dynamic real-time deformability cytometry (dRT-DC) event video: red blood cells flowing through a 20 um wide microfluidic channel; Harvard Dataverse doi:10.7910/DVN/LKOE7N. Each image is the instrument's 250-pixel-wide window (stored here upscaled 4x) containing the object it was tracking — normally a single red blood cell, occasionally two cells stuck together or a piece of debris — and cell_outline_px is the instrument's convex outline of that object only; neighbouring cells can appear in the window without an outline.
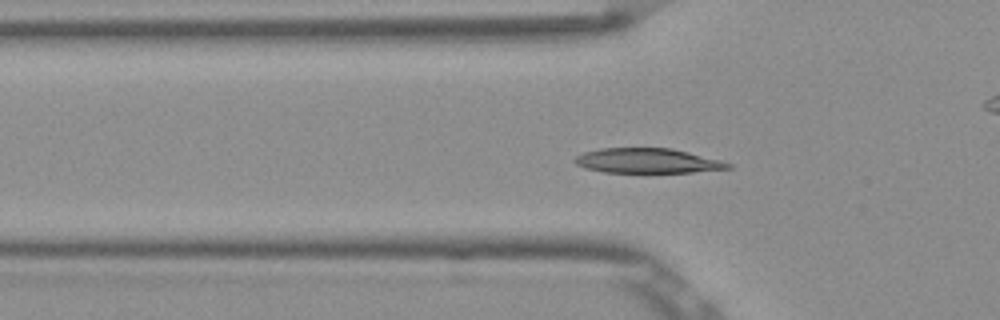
{"species": "Egyptian fruit bat (a non-hibernating species)", "species_latin": "Rousettus aegyptiacus", "temperature_condition": "room temperature", "stored_images_in_passage": 44, "camera_frame_rate_fps": 3000, "um_per_image_px": 0.085, "frame": {"image": 1, "passage_image": 8, "time_ms": 2.333, "image_size_px": [1000, 320], "cell_outline_px": [[732, 168], [692, 172], [604, 172], [584, 168], [576, 164], [572, 160], [576, 156], [584, 152], [600, 148], [672, 148], [720, 160], [732, 164]], "centroid_in_image_um": [55.0, 13.66], "position_along_channel_um": 70.8, "area_um2": 22.08}}
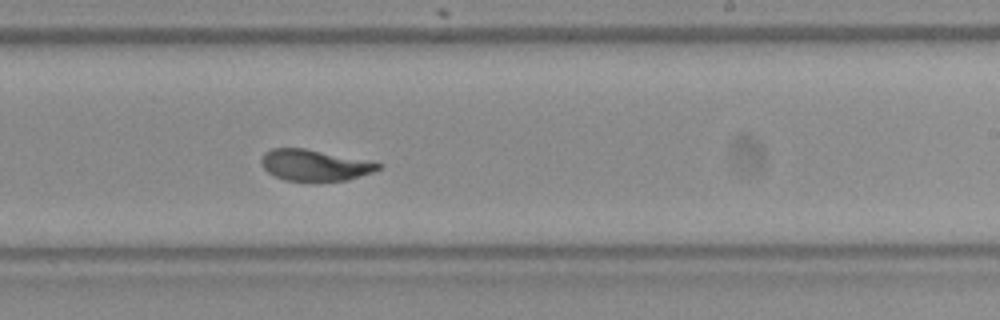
{"frame": {"image": 2, "passage_image": 23, "time_ms": 7.333, "image_size_px": [1000, 320], "cell_outline_px": [[384, 164], [380, 168], [372, 172], [348, 180], [284, 180], [268, 172], [260, 164], [260, 160], [264, 152], [272, 148], [304, 148], [372, 160]], "centroid_in_image_um": [26.77, 14.01], "position_along_channel_um": 262.2, "area_um2": 21.33}}
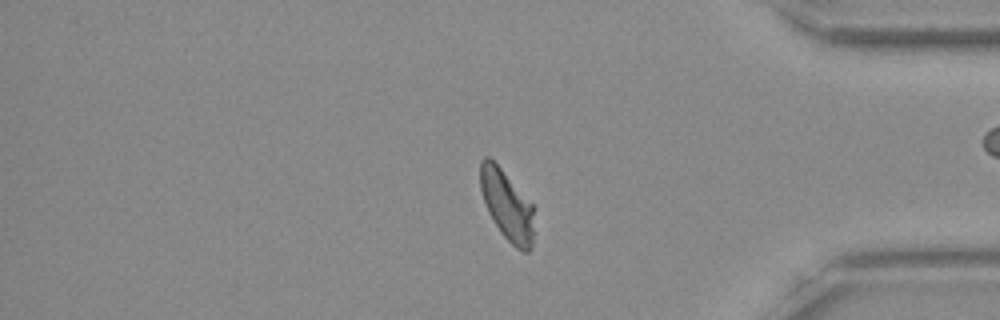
{"frame": {"image": 3, "passage_image": 35, "time_ms": 11.333, "image_size_px": [1000, 320], "cell_outline_px": [[536, 208], [532, 248], [528, 252], [524, 252], [516, 248], [500, 232], [488, 212], [480, 188], [480, 160], [484, 156], [488, 156], [500, 168]], "centroid_in_image_um": [43.13, 17.48], "position_along_channel_um": 392.1, "area_um2": 22.08}, "authors_computed_cell_mechanics": {"area_um2": 22.1663, "velocity_mm_per_s": 3.8187, "shape_relaxation_time_tau1_ms": 4.2443, "shape_relaxation_time_tau2_ms": 1.108, "deformation_change_tau1": 0.1563, "deformation_change_tau2": 0.045}}